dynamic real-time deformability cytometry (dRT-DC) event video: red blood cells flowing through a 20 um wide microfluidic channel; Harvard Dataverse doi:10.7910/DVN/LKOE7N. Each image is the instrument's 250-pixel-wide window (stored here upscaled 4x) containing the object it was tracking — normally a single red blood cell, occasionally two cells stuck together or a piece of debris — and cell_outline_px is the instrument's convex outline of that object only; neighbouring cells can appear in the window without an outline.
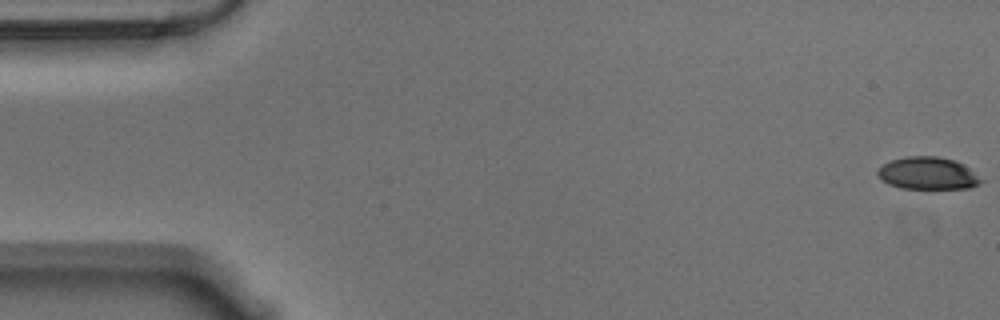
{"species": "Egyptian fruit bat (a non-hibernating species)", "species_latin": "Rousettus aegyptiacus", "temperature_condition": "warm", "stored_images_in_passage": 57, "camera_frame_rate_fps": 3000, "um_per_image_px": 0.085, "animal": {"sex": "male"}, "frame": {"image": 1, "passage_image": 1, "time_ms": 0.0, "image_size_px": [1000, 320], "cell_outline_px": [[984, 180], [980, 184], [968, 188], [900, 188], [888, 184], [876, 172], [884, 164], [892, 160], [908, 156], [936, 156], [956, 160], [968, 168]], "centroid_in_image_um": [78.89, 14.73], "position_along_channel_um": 6.1, "area_um2": 19.25}}
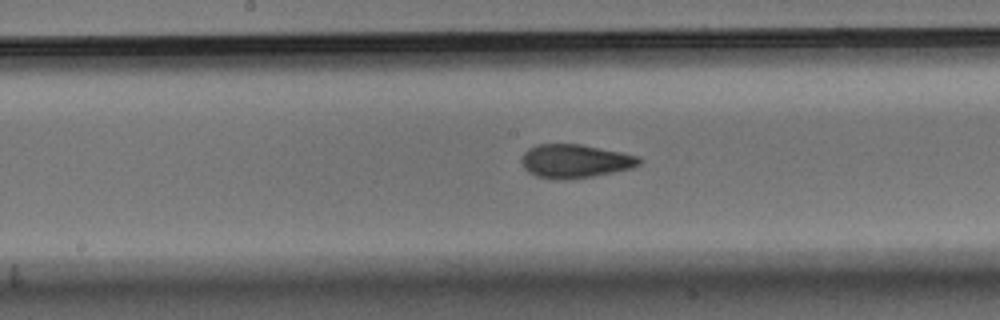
{"frame": {"image": 2, "passage_image": 29, "time_ms": 9.333, "image_size_px": [1000, 320], "cell_outline_px": [[644, 160], [640, 164], [632, 168], [572, 180], [536, 176], [528, 172], [524, 168], [520, 160], [524, 152], [528, 148], [536, 144], [580, 144], [640, 156]], "centroid_in_image_um": [48.88, 13.69], "position_along_channel_um": 199.3, "area_um2": 23.06}}
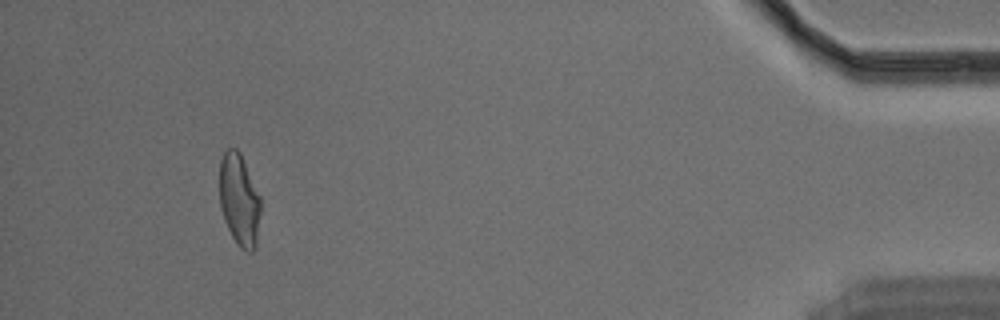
{"frame": {"image": 3, "passage_image": 53, "time_ms": 17.333, "image_size_px": [1000, 320], "cell_outline_px": [[260, 212], [256, 248], [252, 252], [248, 252], [240, 248], [236, 244], [224, 220], [220, 208], [220, 160], [224, 152], [228, 148], [236, 148], [240, 152], [260, 196]], "centroid_in_image_um": [20.34, 17.01], "position_along_channel_um": 414.9, "area_um2": 22.14}, "authors_computed_cell_mechanics": {"area_um2": 22.4264, "velocity_mm_per_s": 3.5637, "shape_relaxation_time_tau1_ms": 6.1134, "shape_relaxation_time_tau2_ms": 1.5188, "deformation_change_tau1": 0.1807, "deformation_change_tau2": 0.0786}}